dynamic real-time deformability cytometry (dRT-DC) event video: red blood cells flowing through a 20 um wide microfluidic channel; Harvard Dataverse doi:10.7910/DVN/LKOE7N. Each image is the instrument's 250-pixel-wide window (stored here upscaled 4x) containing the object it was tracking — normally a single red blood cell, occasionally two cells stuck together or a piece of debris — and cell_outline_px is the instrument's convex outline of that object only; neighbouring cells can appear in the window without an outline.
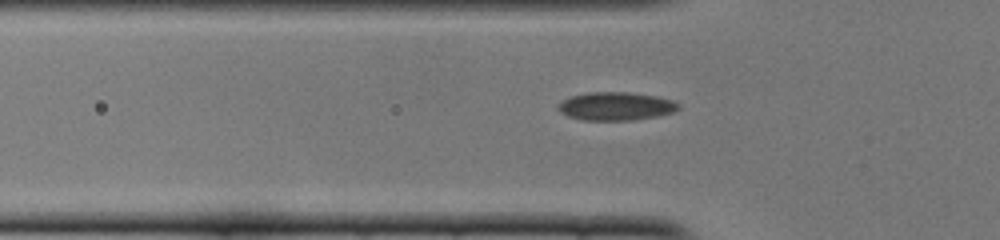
{"species": "common noctule bat (a hibernating species)", "species_latin": "Nyctalus noctula", "temperature_condition": "cold", "stored_images_in_passage": 38, "camera_frame_rate_fps": 3000, "um_per_image_px": 0.085, "animal": {"sex": "female", "body_mass_g": 22.0, "forearm_length_mm": 56.7}, "frame": {"image": 1, "passage_image": 4, "time_ms": 1.0, "image_size_px": [1000, 240], "cell_outline_px": [[680, 108], [672, 112], [656, 116], [636, 120], [580, 120], [568, 116], [560, 112], [556, 108], [556, 104], [568, 96], [588, 92], [628, 92], [656, 96], [672, 100], [680, 104]], "centroid_in_image_um": [52.29, 9.02], "position_along_channel_um": 73.5, "area_um2": 20.06}}
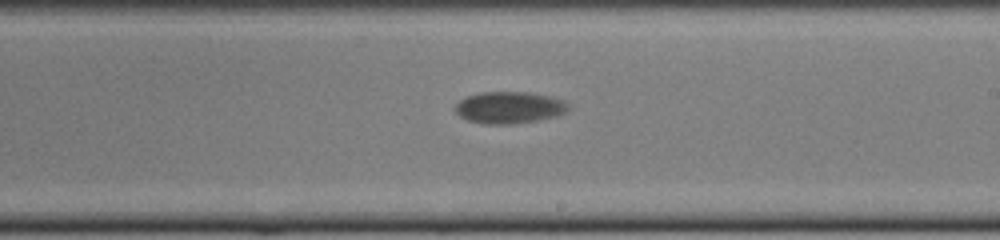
{"frame": {"image": 2, "passage_image": 18, "time_ms": 5.667, "image_size_px": [1000, 240], "cell_outline_px": [[568, 108], [564, 112], [556, 116], [536, 120], [512, 124], [484, 124], [468, 120], [460, 116], [452, 108], [464, 96], [480, 92], [528, 92], [552, 96], [564, 100], [568, 104]], "centroid_in_image_um": [43.25, 9.13], "position_along_channel_um": 245.8, "area_um2": 21.1}}
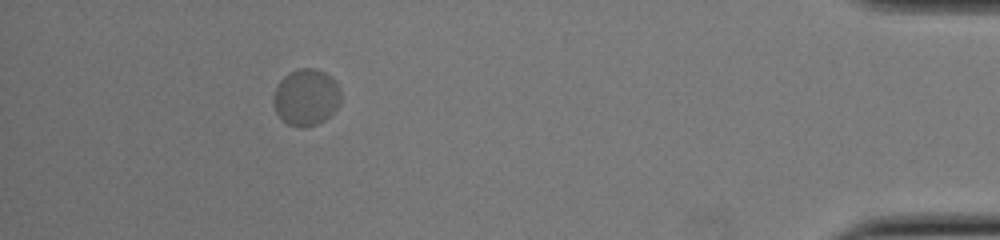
{"frame": {"image": 3, "passage_image": 36, "time_ms": 11.667, "image_size_px": [1000, 240], "cell_outline_px": [[340, 100], [336, 108], [324, 120], [316, 124], [304, 128], [296, 128], [288, 124], [276, 112], [272, 100], [276, 88], [280, 80], [288, 72], [300, 68], [316, 68], [324, 72], [340, 88]], "centroid_in_image_um": [25.99, 8.27], "position_along_channel_um": 409.2, "area_um2": 22.08}}